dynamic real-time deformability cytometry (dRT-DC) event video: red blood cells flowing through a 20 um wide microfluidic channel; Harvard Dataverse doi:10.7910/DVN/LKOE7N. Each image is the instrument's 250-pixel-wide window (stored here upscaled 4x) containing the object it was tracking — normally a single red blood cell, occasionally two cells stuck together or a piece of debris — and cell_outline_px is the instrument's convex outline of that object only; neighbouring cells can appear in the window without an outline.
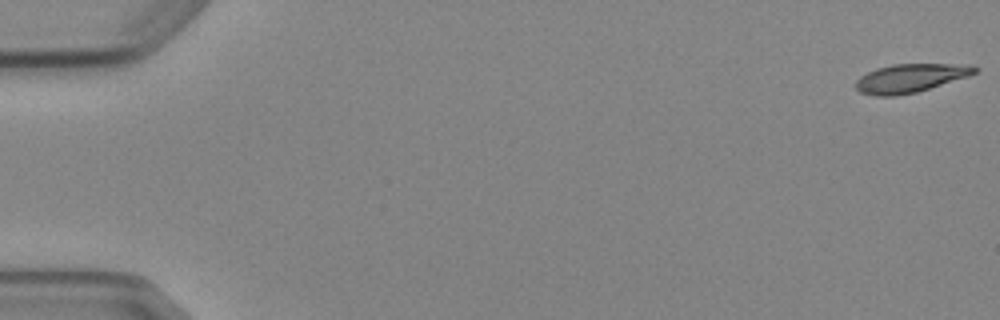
{"species": "Egyptian fruit bat (a non-hibernating species)", "species_latin": "Rousettus aegyptiacus", "temperature_condition": "cold", "stored_images_in_passage": 7, "camera_frame_rate_fps": 3000, "um_per_image_px": 0.085, "animal": {"sex": "female"}, "frame": {"image": 1, "passage_image": 1, "time_ms": 0.0, "image_size_px": [1000, 320], "cell_outline_px": [[980, 68], [976, 72], [968, 76], [916, 92], [896, 96], [876, 96], [860, 92], [856, 88], [856, 80], [860, 76], [876, 68], [892, 64], [968, 64]], "centroid_in_image_um": [77.37, 6.63], "position_along_channel_um": 7.6, "area_um2": 19.71}}
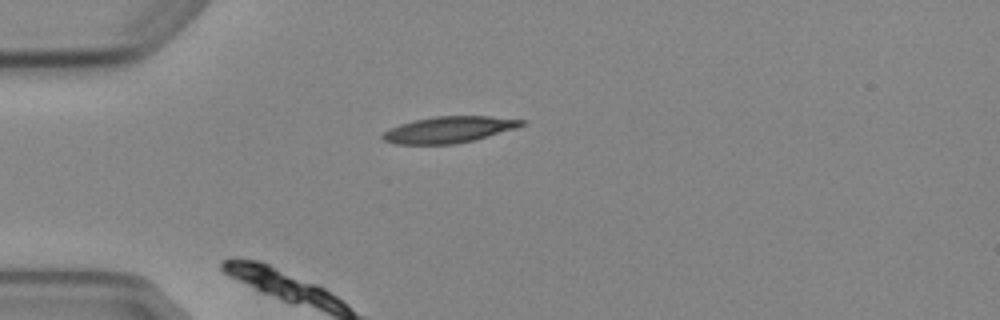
{"frame": {"image": 2, "passage_image": 5, "time_ms": 4.667, "image_size_px": [1000, 320], "cell_outline_px": [[528, 120], [524, 124], [516, 128], [472, 140], [456, 144], [396, 144], [384, 140], [380, 136], [388, 128], [412, 120], [436, 116], [488, 116]], "centroid_in_image_um": [38.13, 11.01], "position_along_channel_um": 46.9, "area_um2": 21.27}}
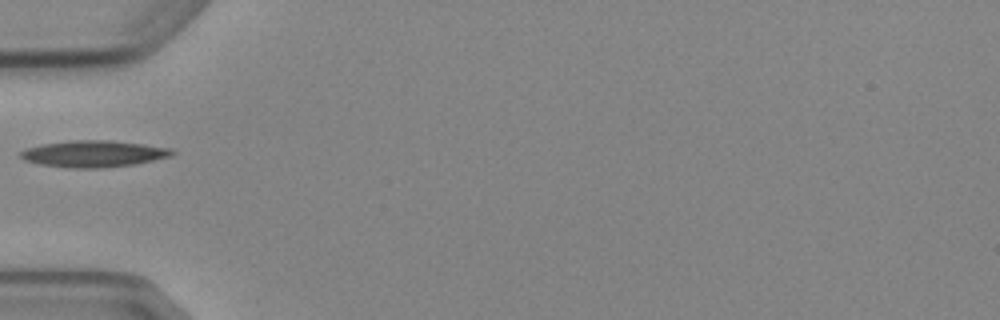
{"frame": {"image": 3, "passage_image": 6, "time_ms": 6.0, "image_size_px": [1000, 320], "cell_outline_px": [[176, 152], [172, 156], [132, 164], [100, 168], [68, 168], [40, 164], [24, 160], [20, 156], [20, 152], [24, 148], [44, 144], [72, 140], [112, 140], [144, 144], [172, 148]], "centroid_in_image_um": [7.96, 13.06], "position_along_channel_um": 77.0, "area_um2": 23.47}}